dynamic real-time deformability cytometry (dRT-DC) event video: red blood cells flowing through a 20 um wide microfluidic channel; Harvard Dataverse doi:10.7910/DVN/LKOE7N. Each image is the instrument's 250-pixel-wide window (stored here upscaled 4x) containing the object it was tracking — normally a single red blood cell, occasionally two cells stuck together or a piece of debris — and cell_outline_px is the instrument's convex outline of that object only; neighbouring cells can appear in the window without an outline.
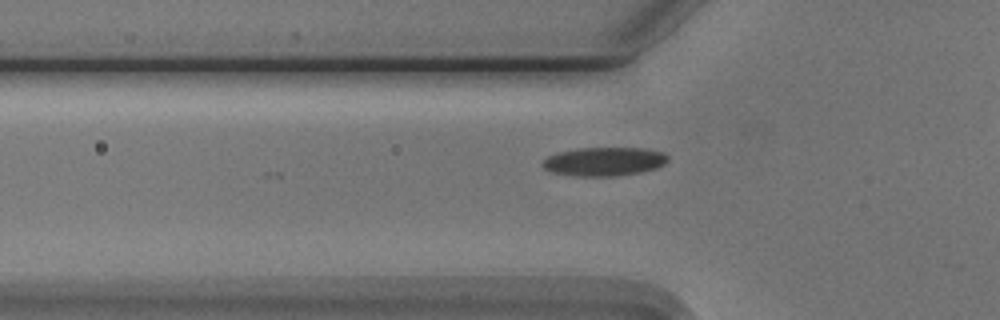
{"species": "Egyptian fruit bat (a non-hibernating species)", "species_latin": "Rousettus aegyptiacus", "temperature_condition": "cold", "stored_images_in_passage": 12, "camera_frame_rate_fps": 3000, "um_per_image_px": 0.085, "animal": {"sex": "male"}, "frame": {"image": 1, "passage_image": 4, "time_ms": 1.0, "image_size_px": [1000, 320], "cell_outline_px": [[668, 160], [664, 164], [656, 168], [640, 172], [616, 176], [576, 176], [552, 172], [544, 168], [544, 160], [548, 156], [560, 152], [580, 148], [644, 148], [664, 152], [668, 156]], "centroid_in_image_um": [51.4, 13.73], "position_along_channel_um": 74.4, "area_um2": 20.81}}
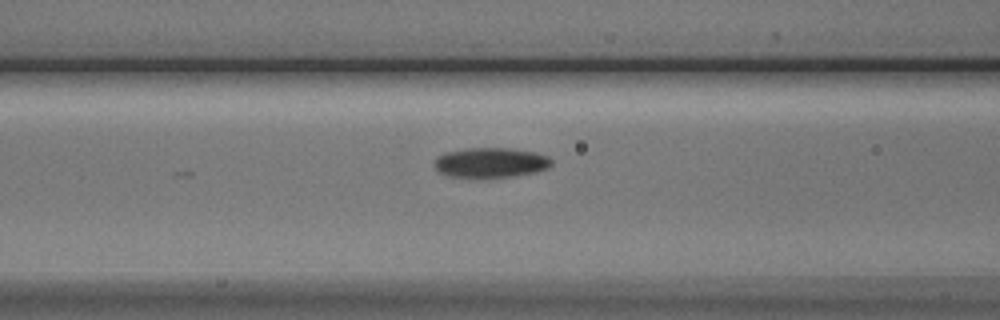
{"frame": {"image": 2, "passage_image": 8, "time_ms": 2.333, "image_size_px": [1000, 320], "cell_outline_px": [[552, 164], [548, 168], [536, 172], [512, 176], [448, 176], [440, 172], [432, 164], [436, 156], [444, 152], [468, 148], [508, 148], [536, 152], [548, 156], [552, 160]], "centroid_in_image_um": [41.7, 13.79], "position_along_channel_um": 124.9, "area_um2": 20.29}}
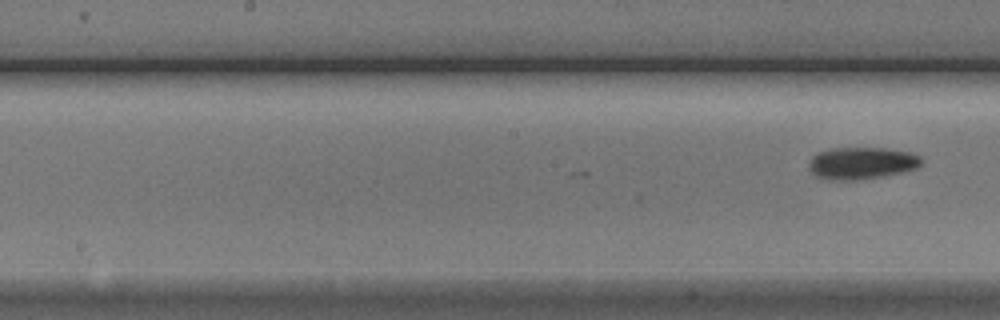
{"frame": {"image": 3, "passage_image": 12, "time_ms": 3.667, "image_size_px": [1000, 320], "cell_outline_px": [[924, 160], [916, 168], [900, 172], [880, 176], [852, 180], [832, 180], [816, 176], [812, 172], [812, 156], [820, 152], [832, 148], [884, 148], [908, 152], [920, 156]], "centroid_in_image_um": [73.28, 13.85], "position_along_channel_um": 174.9, "area_um2": 20.46}}